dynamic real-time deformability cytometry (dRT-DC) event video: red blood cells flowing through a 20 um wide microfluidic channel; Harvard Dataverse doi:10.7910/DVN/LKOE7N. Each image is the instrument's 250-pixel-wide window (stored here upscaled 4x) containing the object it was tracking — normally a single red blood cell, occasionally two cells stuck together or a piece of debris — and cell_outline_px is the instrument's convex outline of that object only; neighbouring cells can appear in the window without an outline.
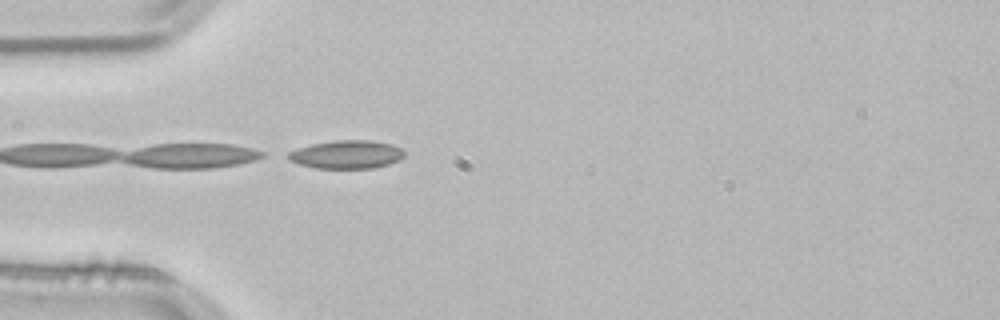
{"species": "common noctule bat (a hibernating species)", "species_latin": "Nyctalus noctula", "temperature_condition": "room temperature", "stored_images_in_passage": 14, "camera_frame_rate_fps": 3000, "um_per_image_px": 0.085, "animal": {"sex": "male", "body_mass_g": 21.5, "forearm_length_mm": 52.0}, "frame": {"image": 1, "passage_image": 1, "time_ms": 0.0, "image_size_px": [1000, 320], "cell_outline_px": [[404, 156], [400, 160], [388, 164], [372, 168], [316, 168], [300, 164], [288, 160], [280, 156], [296, 148], [312, 144], [336, 140], [368, 140], [388, 144], [400, 148], [404, 152]], "centroid_in_image_um": [29.37, 13.13], "position_along_channel_um": 55.6, "area_um2": 19.19}}
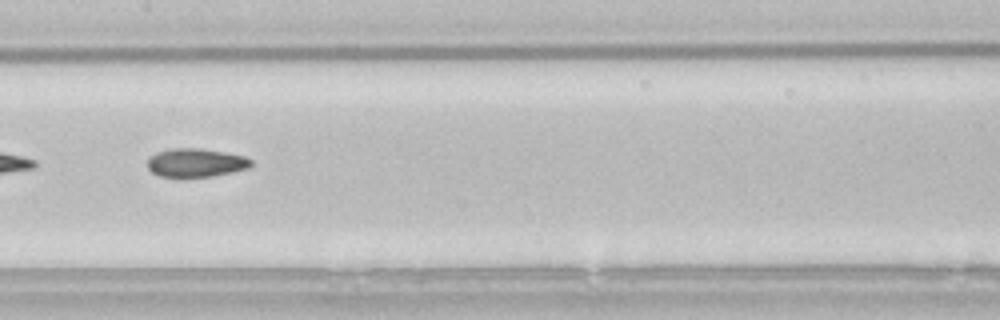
{"frame": {"image": 2, "passage_image": 12, "time_ms": 3.667, "image_size_px": [1000, 320], "cell_outline_px": [[252, 164], [248, 168], [212, 176], [160, 176], [152, 172], [148, 168], [148, 156], [156, 152], [168, 148], [200, 148], [224, 152], [244, 156], [252, 160]], "centroid_in_image_um": [16.61, 13.81], "position_along_channel_um": 190.8, "area_um2": 17.11}}